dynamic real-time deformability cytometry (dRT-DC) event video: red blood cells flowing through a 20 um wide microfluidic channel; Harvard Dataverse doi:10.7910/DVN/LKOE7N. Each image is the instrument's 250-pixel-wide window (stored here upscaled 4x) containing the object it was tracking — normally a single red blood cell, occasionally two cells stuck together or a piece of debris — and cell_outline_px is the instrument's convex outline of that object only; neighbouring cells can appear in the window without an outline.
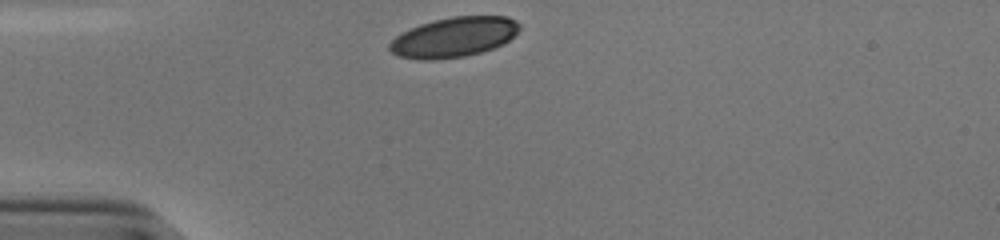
{"species": "human", "species_latin": "Homo sapiens", "temperature_condition": "cold", "stored_images_in_passage": 29, "camera_frame_rate_fps": 3000, "um_per_image_px": 0.085, "donor": {"sex": "male"}, "frame": {"image": 1, "passage_image": 1, "time_ms": 0.0, "image_size_px": [1000, 240], "cell_outline_px": [[520, 28], [508, 40], [492, 48], [480, 52], [464, 56], [432, 60], [420, 60], [400, 56], [392, 52], [388, 48], [388, 44], [396, 36], [420, 24], [452, 16], [508, 16], [516, 20], [520, 24]], "centroid_in_image_um": [38.57, 3.15], "position_along_channel_um": 46.4, "area_um2": 29.88}}
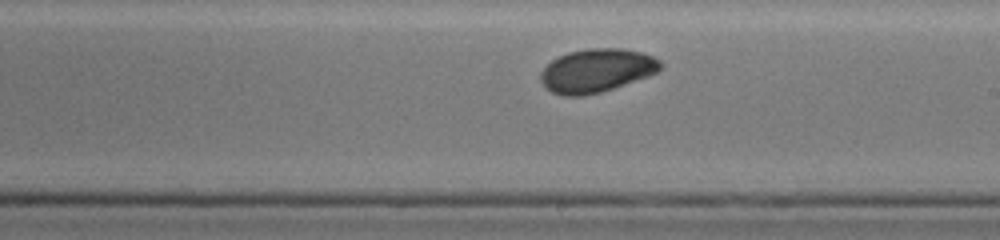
{"frame": {"image": 2, "passage_image": 18, "time_ms": 5.667, "image_size_px": [1000, 240], "cell_outline_px": [[660, 68], [656, 72], [648, 76], [600, 92], [580, 96], [564, 96], [552, 92], [540, 80], [540, 72], [552, 60], [568, 52], [588, 48], [620, 48], [640, 52], [652, 56], [660, 60]], "centroid_in_image_um": [50.69, 5.99], "position_along_channel_um": 238.3, "area_um2": 29.94}}
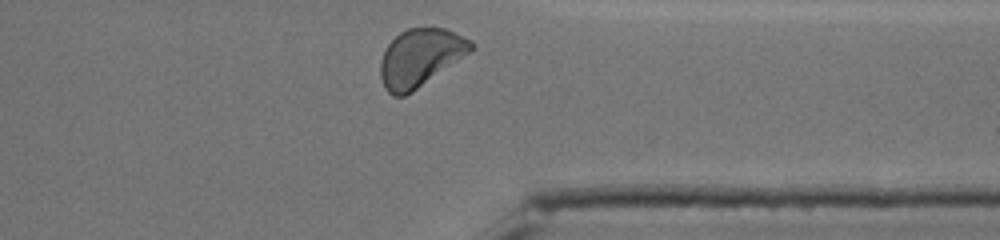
{"frame": {"image": 3, "passage_image": 29, "time_ms": 9.333, "image_size_px": [1000, 240], "cell_outline_px": [[476, 48], [412, 92], [404, 96], [392, 96], [384, 88], [380, 76], [380, 60], [388, 44], [400, 32], [408, 28], [444, 28], [472, 40], [476, 44]], "centroid_in_image_um": [35.72, 4.9], "position_along_channel_um": 375.7, "area_um2": 30.4}, "authors_computed_cell_mechanics": {"area_um2": 30.4028, "velocity_mm_per_s": 3.8001, "shape_relaxation_time_tau1_ms": 4.2499, "shape_relaxation_time_tau2_ms": null, "deformation_change_tau1": 0.1311, "deformation_change_tau2": null}}